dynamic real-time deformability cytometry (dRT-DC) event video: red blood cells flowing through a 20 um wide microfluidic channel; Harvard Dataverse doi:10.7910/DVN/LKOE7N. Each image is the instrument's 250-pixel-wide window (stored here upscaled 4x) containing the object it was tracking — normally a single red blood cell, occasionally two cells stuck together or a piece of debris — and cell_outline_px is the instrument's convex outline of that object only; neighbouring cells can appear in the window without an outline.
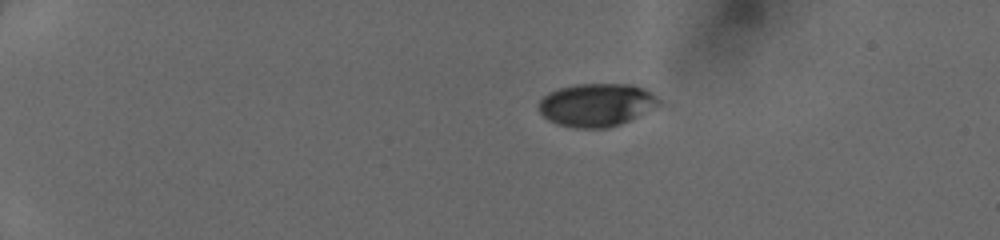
{"species": "human", "species_latin": "Homo sapiens", "temperature_condition": "cold", "stored_images_in_passage": 40, "camera_frame_rate_fps": 3000, "um_per_image_px": 0.085, "donor": {"sex": "female"}, "frame": {"image": 1, "passage_image": 1, "time_ms": 0.0, "image_size_px": [1000, 240], "cell_outline_px": [[660, 104], [620, 124], [608, 128], [572, 128], [556, 124], [548, 120], [540, 112], [536, 104], [548, 92], [560, 88], [576, 84], [632, 84], [644, 88], [652, 92], [660, 100]], "centroid_in_image_um": [50.66, 8.91], "position_along_channel_um": 34.3, "area_um2": 30.17}}
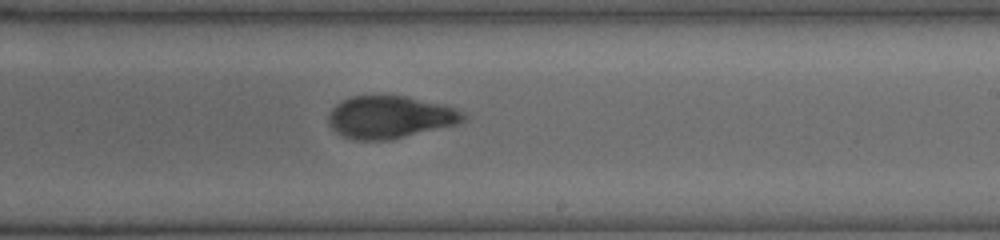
{"frame": {"image": 2, "passage_image": 23, "time_ms": 7.333, "image_size_px": [1000, 240], "cell_outline_px": [[468, 116], [464, 120], [456, 124], [392, 140], [352, 140], [336, 132], [328, 124], [328, 116], [332, 108], [336, 104], [352, 96], [404, 96], [456, 108], [464, 112]], "centroid_in_image_um": [33.13, 9.97], "position_along_channel_um": 255.9, "area_um2": 33.18}}
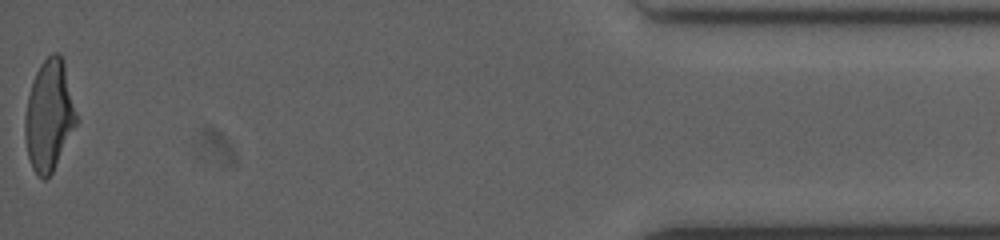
{"frame": {"image": 3, "passage_image": 40, "time_ms": 13.0, "image_size_px": [1000, 240], "cell_outline_px": [[80, 120], [52, 172], [44, 180], [32, 168], [28, 156], [24, 136], [24, 116], [28, 96], [32, 80], [40, 64], [52, 52], [60, 52], [64, 60]], "centroid_in_image_um": [4.2, 9.77], "position_along_channel_um": 431.0, "area_um2": 33.87}}